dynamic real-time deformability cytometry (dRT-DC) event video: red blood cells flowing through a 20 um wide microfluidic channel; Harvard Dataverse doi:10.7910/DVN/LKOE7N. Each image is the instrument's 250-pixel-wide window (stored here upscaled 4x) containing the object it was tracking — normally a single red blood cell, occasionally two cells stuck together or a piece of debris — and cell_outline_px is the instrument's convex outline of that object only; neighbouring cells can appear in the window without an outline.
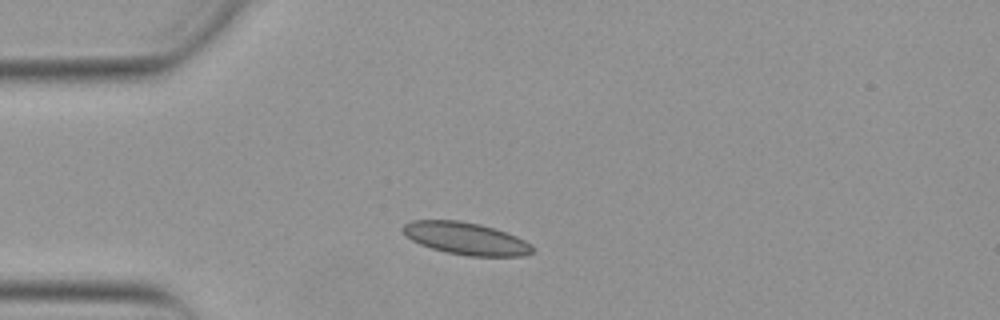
{"species": "Egyptian fruit bat (a non-hibernating species)", "species_latin": "Rousettus aegyptiacus", "temperature_condition": "warm", "stored_images_in_passage": 17, "camera_frame_rate_fps": 3000, "um_per_image_px": 0.085, "animal": {"sex": "female"}, "frame": {"image": 1, "passage_image": 8, "time_ms": 2.333, "image_size_px": [1000, 320], "cell_outline_px": [[532, 252], [524, 256], [468, 256], [448, 252], [432, 248], [420, 244], [404, 236], [404, 224], [412, 220], [460, 220], [480, 224], [516, 236], [524, 240], [532, 248]], "centroid_in_image_um": [39.56, 20.27], "position_along_channel_um": 45.4, "area_um2": 24.04}}
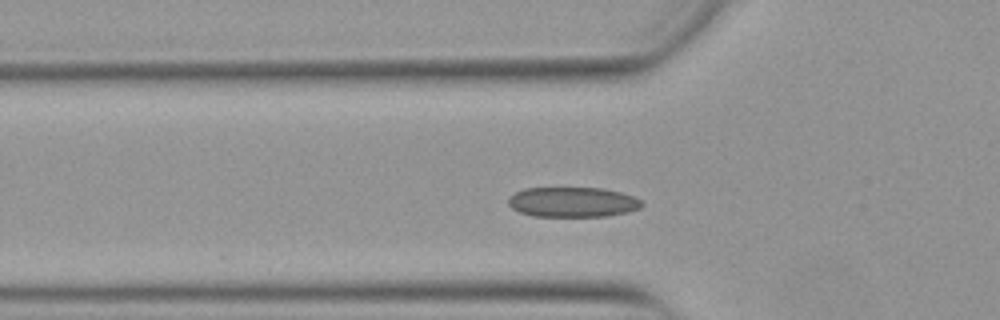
{"frame": {"image": 2, "passage_image": 12, "time_ms": 3.667, "image_size_px": [1000, 320], "cell_outline_px": [[644, 204], [640, 208], [628, 212], [608, 216], [532, 216], [520, 212], [512, 208], [508, 204], [508, 196], [524, 188], [600, 188], [620, 192], [632, 196], [640, 200]], "centroid_in_image_um": [48.66, 17.18], "position_along_channel_um": 77.1, "area_um2": 23.35}}
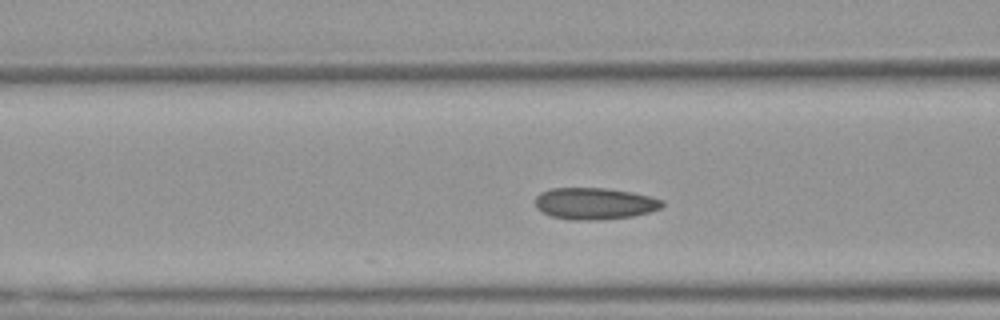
{"frame": {"image": 3, "passage_image": 15, "time_ms": 4.667, "image_size_px": [1000, 320], "cell_outline_px": [[664, 204], [660, 208], [648, 212], [632, 216], [600, 220], [572, 220], [552, 216], [536, 208], [536, 196], [540, 192], [552, 188], [604, 188], [632, 192], [664, 200]], "centroid_in_image_um": [50.53, 17.3], "position_along_channel_um": 116.1, "area_um2": 23.35}}